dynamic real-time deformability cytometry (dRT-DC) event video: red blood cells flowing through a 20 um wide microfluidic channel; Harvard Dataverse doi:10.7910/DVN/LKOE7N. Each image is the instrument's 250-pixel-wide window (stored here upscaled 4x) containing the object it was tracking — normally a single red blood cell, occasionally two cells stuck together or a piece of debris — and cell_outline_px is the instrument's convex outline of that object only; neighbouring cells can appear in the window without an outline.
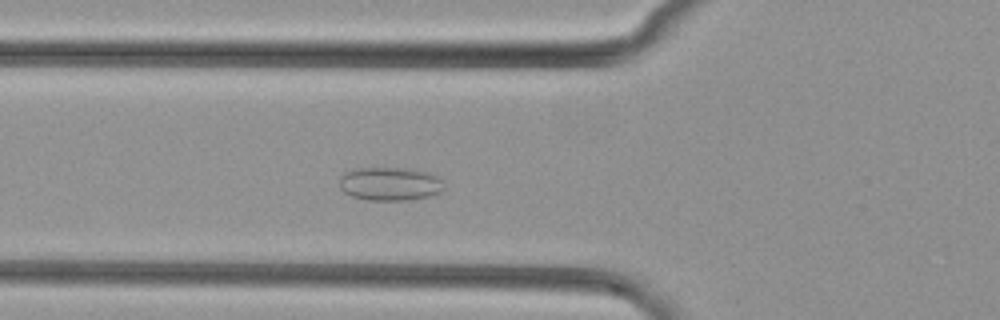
{"species": "common noctule bat (a hibernating species)", "species_latin": "Nyctalus noctula", "temperature_condition": "cold", "stored_images_in_passage": 48, "camera_frame_rate_fps": 3000, "um_per_image_px": 0.085, "animal": {"sex": "female", "body_mass_g": 29.2, "forearm_length_mm": 56.3}, "frame": {"image": 1, "passage_image": 14, "time_ms": 4.333, "image_size_px": [1000, 320], "cell_outline_px": [[444, 188], [440, 192], [428, 196], [404, 200], [368, 200], [352, 196], [344, 192], [340, 188], [340, 176], [344, 172], [352, 168], [412, 168], [428, 172], [436, 176], [440, 180]], "centroid_in_image_um": [33.1, 15.61], "position_along_channel_um": 92.7, "area_um2": 20.4}}
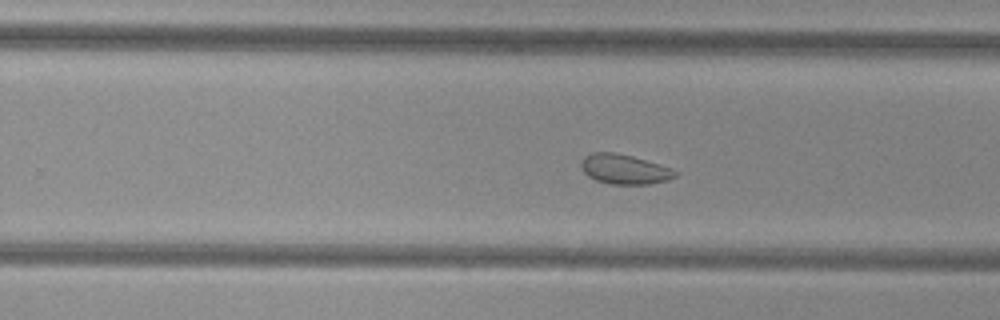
{"frame": {"image": 2, "passage_image": 28, "time_ms": 9.0, "image_size_px": [1000, 320], "cell_outline_px": [[680, 172], [676, 176], [668, 180], [648, 184], [612, 184], [596, 180], [588, 176], [584, 172], [580, 164], [584, 156], [592, 152], [616, 152], [632, 156]], "centroid_in_image_um": [53.04, 14.38], "position_along_channel_um": 276.8, "area_um2": 16.13}}
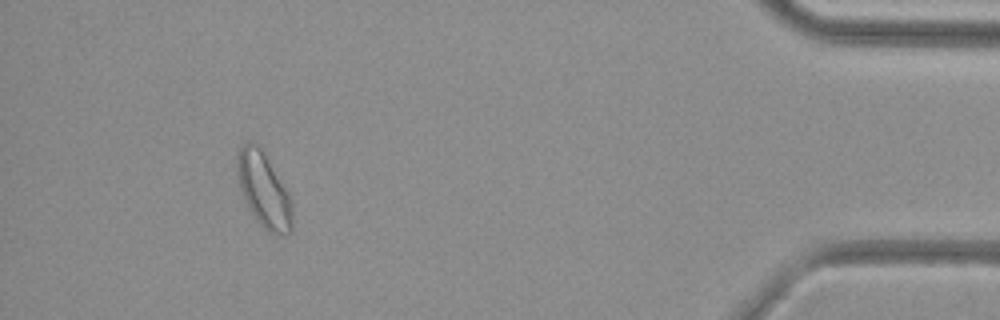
{"frame": {"image": 3, "passage_image": 43, "time_ms": 14.0, "image_size_px": [1000, 320], "cell_outline_px": [[292, 232], [284, 236], [280, 236], [268, 232], [256, 220], [248, 208], [244, 200], [240, 188], [236, 172], [236, 156], [240, 148], [248, 140], [252, 140], [260, 148], [288, 192], [292, 200]], "centroid_in_image_um": [22.41, 16.19], "position_along_channel_um": 412.8, "area_um2": 24.16}}